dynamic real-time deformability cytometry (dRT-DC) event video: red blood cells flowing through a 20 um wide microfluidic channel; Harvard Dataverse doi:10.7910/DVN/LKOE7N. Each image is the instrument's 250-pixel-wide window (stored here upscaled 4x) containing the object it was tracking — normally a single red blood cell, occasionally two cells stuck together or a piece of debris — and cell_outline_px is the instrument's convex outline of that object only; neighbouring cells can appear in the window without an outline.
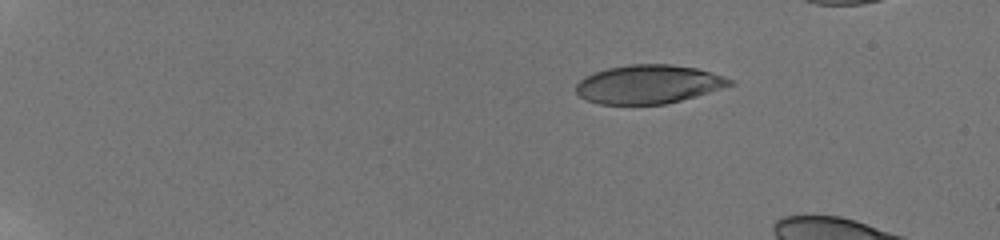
{"species": "human", "species_latin": "Homo sapiens", "temperature_condition": "room temperature", "stored_images_in_passage": 6, "camera_frame_rate_fps": 3000, "um_per_image_px": 0.085, "donor": {"sex": "male"}, "frame": {"image": 1, "passage_image": 1, "time_ms": 0.0, "image_size_px": [1000, 240], "cell_outline_px": [[736, 84], [680, 100], [664, 104], [600, 104], [588, 100], [580, 96], [576, 92], [576, 84], [584, 76], [608, 68], [628, 64], [672, 64], [696, 68], [732, 80]], "centroid_in_image_um": [55.09, 7.16], "position_along_channel_um": 29.9, "area_um2": 34.28}}